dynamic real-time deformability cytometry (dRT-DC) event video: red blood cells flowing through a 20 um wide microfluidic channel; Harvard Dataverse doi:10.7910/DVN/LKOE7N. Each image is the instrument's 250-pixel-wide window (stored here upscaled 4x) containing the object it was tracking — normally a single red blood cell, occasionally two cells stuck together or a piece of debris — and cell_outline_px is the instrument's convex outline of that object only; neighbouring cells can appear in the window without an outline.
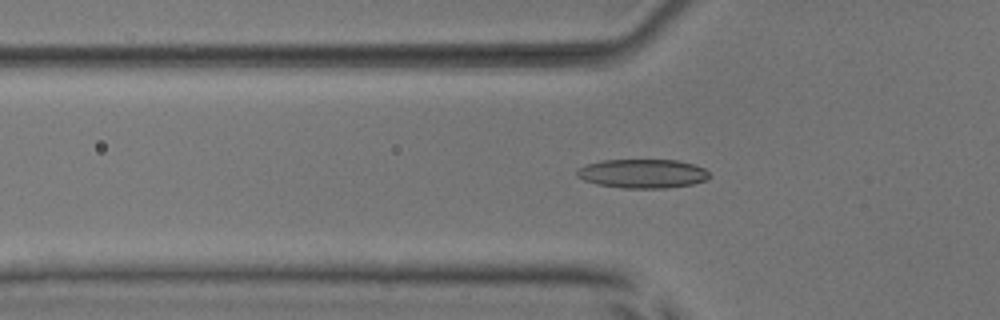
{"species": "common noctule bat (a hibernating species)", "species_latin": "Nyctalus noctula", "temperature_condition": "room temperature", "stored_images_in_passage": 36, "camera_frame_rate_fps": 3000, "um_per_image_px": 0.085, "animal": {"sex": "male", "body_mass_g": 17.9, "forearm_length_mm": 54.2}, "frame": {"image": 1, "passage_image": 2, "time_ms": 0.333, "image_size_px": [1000, 320], "cell_outline_px": [[712, 176], [708, 180], [692, 184], [664, 188], [620, 188], [596, 184], [584, 180], [576, 176], [576, 172], [580, 168], [588, 164], [600, 160], [676, 160], [692, 164], [704, 168]], "centroid_in_image_um": [54.63, 14.76], "position_along_channel_um": 71.2, "area_um2": 22.43}}
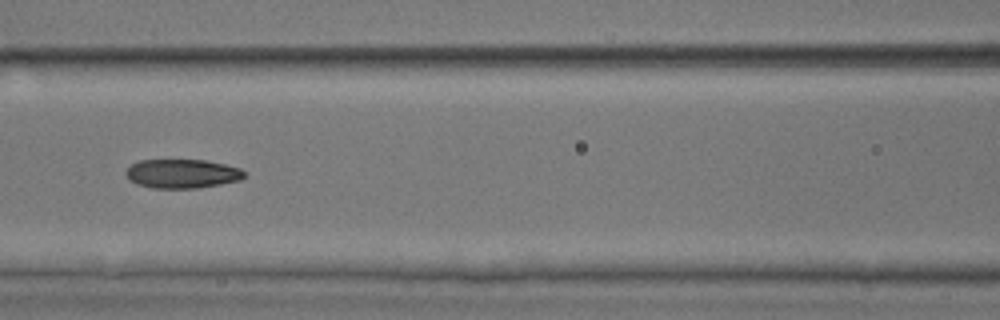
{"frame": {"image": 2, "passage_image": 8, "time_ms": 2.333, "image_size_px": [1000, 320], "cell_outline_px": [[244, 176], [240, 180], [200, 188], [152, 188], [136, 184], [128, 180], [124, 172], [132, 164], [140, 160], [204, 160], [224, 164], [240, 168], [244, 172]], "centroid_in_image_um": [15.44, 14.77], "position_along_channel_um": 151.2, "area_um2": 20.06}}
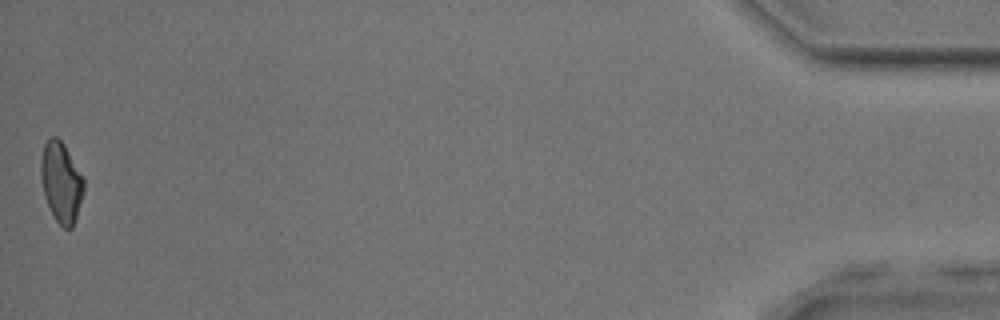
{"frame": {"image": 3, "passage_image": 36, "time_ms": 11.667, "image_size_px": [1000, 320], "cell_outline_px": [[84, 188], [76, 216], [72, 228], [64, 228], [56, 220], [44, 196], [40, 176], [40, 160], [44, 144], [48, 136], [56, 136], [64, 144], [84, 176]], "centroid_in_image_um": [5.19, 15.42], "position_along_channel_um": 430.0, "area_um2": 20.11}, "authors_computed_cell_mechanics": {"area_um2": 20.3456, "velocity_mm_per_s": 3.9972, "shape_relaxation_time_tau1_ms": 4.424, "shape_relaxation_time_tau2_ms": 3.6414, "deformation_change_tau1": 0.1278, "deformation_change_tau2": 0.0983}}